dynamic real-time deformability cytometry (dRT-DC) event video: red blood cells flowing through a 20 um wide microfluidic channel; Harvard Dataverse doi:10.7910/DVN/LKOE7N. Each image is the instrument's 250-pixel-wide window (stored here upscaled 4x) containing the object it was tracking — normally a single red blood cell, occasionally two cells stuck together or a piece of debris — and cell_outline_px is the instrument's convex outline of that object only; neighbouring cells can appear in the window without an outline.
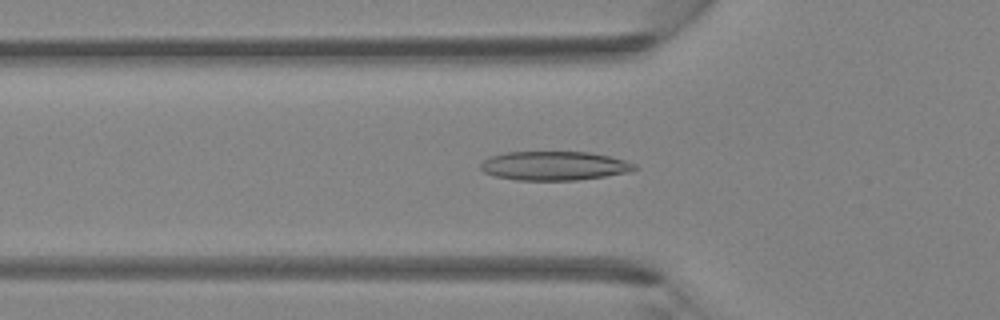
{"species": "Egyptian fruit bat (a non-hibernating species)", "species_latin": "Rousettus aegyptiacus", "temperature_condition": "room temperature", "stored_images_in_passage": 46, "camera_frame_rate_fps": 3000, "um_per_image_px": 0.085, "animal": {"sex": "female"}, "frame": {"image": 1, "passage_image": 16, "time_ms": 5.0, "image_size_px": [1000, 320], "cell_outline_px": [[636, 168], [628, 172], [604, 176], [576, 180], [516, 180], [496, 176], [484, 172], [480, 168], [480, 164], [484, 160], [492, 156], [504, 152], [588, 152], [608, 156], [624, 160], [636, 164]], "centroid_in_image_um": [47.08, 14.09], "position_along_channel_um": 78.7, "area_um2": 25.78}}
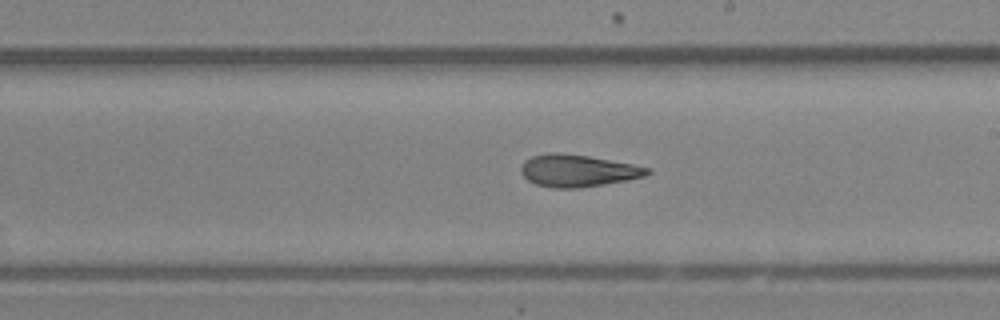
{"frame": {"image": 2, "passage_image": 27, "time_ms": 8.667, "image_size_px": [1000, 320], "cell_outline_px": [[652, 172], [644, 176], [628, 180], [580, 188], [552, 188], [536, 184], [528, 180], [520, 172], [520, 168], [524, 160], [532, 156], [552, 152], [588, 156], [632, 164], [652, 168]], "centroid_in_image_um": [49.11, 14.51], "position_along_channel_um": 239.9, "area_um2": 23.64}}
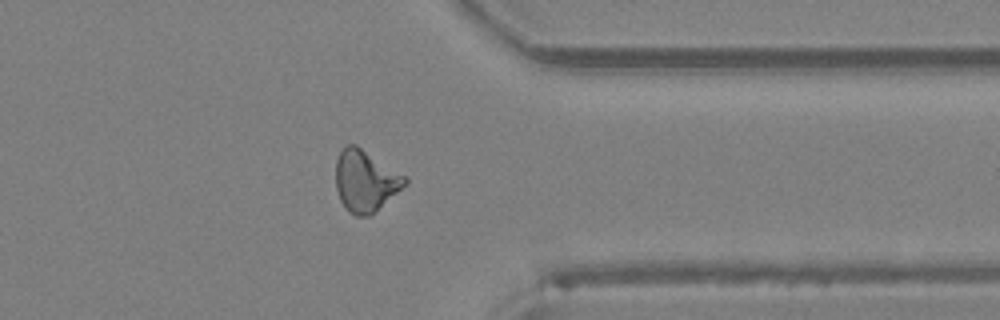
{"frame": {"image": 3, "passage_image": 37, "time_ms": 12.0, "image_size_px": [1000, 320], "cell_outline_px": [[408, 184], [368, 216], [356, 216], [348, 212], [344, 208], [340, 200], [336, 188], [336, 160], [340, 152], [348, 144], [356, 144], [404, 176], [408, 180]], "centroid_in_image_um": [31.03, 15.38], "position_along_channel_um": 380.4, "area_um2": 24.45}}